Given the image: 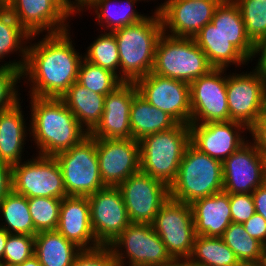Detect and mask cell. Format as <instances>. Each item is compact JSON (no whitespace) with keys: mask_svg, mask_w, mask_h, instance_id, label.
<instances>
[{"mask_svg":"<svg viewBox=\"0 0 266 266\" xmlns=\"http://www.w3.org/2000/svg\"><path fill=\"white\" fill-rule=\"evenodd\" d=\"M70 30L42 35L45 37L35 43L31 42L36 35L30 36L21 73L22 80L27 79L24 83L30 85L29 96L61 98L77 81L83 55L76 51Z\"/></svg>","mask_w":266,"mask_h":266,"instance_id":"1","label":"cell"},{"mask_svg":"<svg viewBox=\"0 0 266 266\" xmlns=\"http://www.w3.org/2000/svg\"><path fill=\"white\" fill-rule=\"evenodd\" d=\"M235 253L241 264H260L264 262L265 246L249 236L243 224L231 223L221 237Z\"/></svg>","mask_w":266,"mask_h":266,"instance_id":"34","label":"cell"},{"mask_svg":"<svg viewBox=\"0 0 266 266\" xmlns=\"http://www.w3.org/2000/svg\"><path fill=\"white\" fill-rule=\"evenodd\" d=\"M137 92L133 82H122L105 97L100 122L89 133L98 139H131L130 107Z\"/></svg>","mask_w":266,"mask_h":266,"instance_id":"21","label":"cell"},{"mask_svg":"<svg viewBox=\"0 0 266 266\" xmlns=\"http://www.w3.org/2000/svg\"><path fill=\"white\" fill-rule=\"evenodd\" d=\"M243 226L249 236L266 246V220L261 215L255 213Z\"/></svg>","mask_w":266,"mask_h":266,"instance_id":"44","label":"cell"},{"mask_svg":"<svg viewBox=\"0 0 266 266\" xmlns=\"http://www.w3.org/2000/svg\"><path fill=\"white\" fill-rule=\"evenodd\" d=\"M6 9V0H0V13Z\"/></svg>","mask_w":266,"mask_h":266,"instance_id":"51","label":"cell"},{"mask_svg":"<svg viewBox=\"0 0 266 266\" xmlns=\"http://www.w3.org/2000/svg\"><path fill=\"white\" fill-rule=\"evenodd\" d=\"M251 71L229 73L226 84L229 121L247 128L265 113L266 78L255 69Z\"/></svg>","mask_w":266,"mask_h":266,"instance_id":"14","label":"cell"},{"mask_svg":"<svg viewBox=\"0 0 266 266\" xmlns=\"http://www.w3.org/2000/svg\"><path fill=\"white\" fill-rule=\"evenodd\" d=\"M143 21L113 31L120 58V80L135 83L152 72L156 46L163 35L158 12Z\"/></svg>","mask_w":266,"mask_h":266,"instance_id":"3","label":"cell"},{"mask_svg":"<svg viewBox=\"0 0 266 266\" xmlns=\"http://www.w3.org/2000/svg\"><path fill=\"white\" fill-rule=\"evenodd\" d=\"M109 248L118 266H162L172 259L150 224L131 222Z\"/></svg>","mask_w":266,"mask_h":266,"instance_id":"9","label":"cell"},{"mask_svg":"<svg viewBox=\"0 0 266 266\" xmlns=\"http://www.w3.org/2000/svg\"><path fill=\"white\" fill-rule=\"evenodd\" d=\"M190 144L198 151L223 162L248 140V128L237 121L190 124ZM247 132H246V131Z\"/></svg>","mask_w":266,"mask_h":266,"instance_id":"20","label":"cell"},{"mask_svg":"<svg viewBox=\"0 0 266 266\" xmlns=\"http://www.w3.org/2000/svg\"><path fill=\"white\" fill-rule=\"evenodd\" d=\"M240 266H264L263 263L260 264H241Z\"/></svg>","mask_w":266,"mask_h":266,"instance_id":"52","label":"cell"},{"mask_svg":"<svg viewBox=\"0 0 266 266\" xmlns=\"http://www.w3.org/2000/svg\"><path fill=\"white\" fill-rule=\"evenodd\" d=\"M229 200L233 223L243 224L256 213L252 194H229Z\"/></svg>","mask_w":266,"mask_h":266,"instance_id":"42","label":"cell"},{"mask_svg":"<svg viewBox=\"0 0 266 266\" xmlns=\"http://www.w3.org/2000/svg\"><path fill=\"white\" fill-rule=\"evenodd\" d=\"M16 266H42L38 261L37 257L33 255L32 257L26 259L23 263Z\"/></svg>","mask_w":266,"mask_h":266,"instance_id":"50","label":"cell"},{"mask_svg":"<svg viewBox=\"0 0 266 266\" xmlns=\"http://www.w3.org/2000/svg\"><path fill=\"white\" fill-rule=\"evenodd\" d=\"M77 82L86 89L105 96L122 83L112 71L92 64L84 58L79 66Z\"/></svg>","mask_w":266,"mask_h":266,"instance_id":"36","label":"cell"},{"mask_svg":"<svg viewBox=\"0 0 266 266\" xmlns=\"http://www.w3.org/2000/svg\"><path fill=\"white\" fill-rule=\"evenodd\" d=\"M30 98L29 137L38 155L54 157L89 135L60 98Z\"/></svg>","mask_w":266,"mask_h":266,"instance_id":"2","label":"cell"},{"mask_svg":"<svg viewBox=\"0 0 266 266\" xmlns=\"http://www.w3.org/2000/svg\"><path fill=\"white\" fill-rule=\"evenodd\" d=\"M191 205L196 235L222 237L232 223L229 193L221 191Z\"/></svg>","mask_w":266,"mask_h":266,"instance_id":"23","label":"cell"},{"mask_svg":"<svg viewBox=\"0 0 266 266\" xmlns=\"http://www.w3.org/2000/svg\"><path fill=\"white\" fill-rule=\"evenodd\" d=\"M211 69L213 67L206 54L193 38L174 37L164 33L160 37L156 46L153 73L190 84Z\"/></svg>","mask_w":266,"mask_h":266,"instance_id":"6","label":"cell"},{"mask_svg":"<svg viewBox=\"0 0 266 266\" xmlns=\"http://www.w3.org/2000/svg\"><path fill=\"white\" fill-rule=\"evenodd\" d=\"M189 144L190 127L181 123L142 138L139 140L140 170L170 186Z\"/></svg>","mask_w":266,"mask_h":266,"instance_id":"5","label":"cell"},{"mask_svg":"<svg viewBox=\"0 0 266 266\" xmlns=\"http://www.w3.org/2000/svg\"><path fill=\"white\" fill-rule=\"evenodd\" d=\"M221 1L165 0L156 6L154 12L160 15L164 34L193 38L206 24L211 23Z\"/></svg>","mask_w":266,"mask_h":266,"instance_id":"16","label":"cell"},{"mask_svg":"<svg viewBox=\"0 0 266 266\" xmlns=\"http://www.w3.org/2000/svg\"><path fill=\"white\" fill-rule=\"evenodd\" d=\"M195 43L206 54L213 68L228 69L234 65H248L249 60L211 23L206 24L194 37ZM248 63V64H247Z\"/></svg>","mask_w":266,"mask_h":266,"instance_id":"26","label":"cell"},{"mask_svg":"<svg viewBox=\"0 0 266 266\" xmlns=\"http://www.w3.org/2000/svg\"><path fill=\"white\" fill-rule=\"evenodd\" d=\"M226 71L213 68L190 83V124L229 121Z\"/></svg>","mask_w":266,"mask_h":266,"instance_id":"13","label":"cell"},{"mask_svg":"<svg viewBox=\"0 0 266 266\" xmlns=\"http://www.w3.org/2000/svg\"><path fill=\"white\" fill-rule=\"evenodd\" d=\"M152 226L172 258H190L196 237L190 204L169 198Z\"/></svg>","mask_w":266,"mask_h":266,"instance_id":"11","label":"cell"},{"mask_svg":"<svg viewBox=\"0 0 266 266\" xmlns=\"http://www.w3.org/2000/svg\"><path fill=\"white\" fill-rule=\"evenodd\" d=\"M105 97L86 89L76 81L60 99L74 114L80 125L90 133L101 120Z\"/></svg>","mask_w":266,"mask_h":266,"instance_id":"28","label":"cell"},{"mask_svg":"<svg viewBox=\"0 0 266 266\" xmlns=\"http://www.w3.org/2000/svg\"><path fill=\"white\" fill-rule=\"evenodd\" d=\"M256 213L266 220V182L252 193Z\"/></svg>","mask_w":266,"mask_h":266,"instance_id":"47","label":"cell"},{"mask_svg":"<svg viewBox=\"0 0 266 266\" xmlns=\"http://www.w3.org/2000/svg\"><path fill=\"white\" fill-rule=\"evenodd\" d=\"M56 230L82 250L101 246L91 227L88 197L67 196L62 199Z\"/></svg>","mask_w":266,"mask_h":266,"instance_id":"22","label":"cell"},{"mask_svg":"<svg viewBox=\"0 0 266 266\" xmlns=\"http://www.w3.org/2000/svg\"><path fill=\"white\" fill-rule=\"evenodd\" d=\"M0 266H8L5 262L0 261Z\"/></svg>","mask_w":266,"mask_h":266,"instance_id":"55","label":"cell"},{"mask_svg":"<svg viewBox=\"0 0 266 266\" xmlns=\"http://www.w3.org/2000/svg\"><path fill=\"white\" fill-rule=\"evenodd\" d=\"M255 148L266 156V113H263L249 128Z\"/></svg>","mask_w":266,"mask_h":266,"instance_id":"43","label":"cell"},{"mask_svg":"<svg viewBox=\"0 0 266 266\" xmlns=\"http://www.w3.org/2000/svg\"><path fill=\"white\" fill-rule=\"evenodd\" d=\"M12 190V166L0 161V203Z\"/></svg>","mask_w":266,"mask_h":266,"instance_id":"45","label":"cell"},{"mask_svg":"<svg viewBox=\"0 0 266 266\" xmlns=\"http://www.w3.org/2000/svg\"><path fill=\"white\" fill-rule=\"evenodd\" d=\"M35 251L34 236L9 234L3 254V262L16 266L32 257Z\"/></svg>","mask_w":266,"mask_h":266,"instance_id":"39","label":"cell"},{"mask_svg":"<svg viewBox=\"0 0 266 266\" xmlns=\"http://www.w3.org/2000/svg\"><path fill=\"white\" fill-rule=\"evenodd\" d=\"M138 1L140 0H82L79 3V12L93 9L99 26L106 32H113L148 17V14H141L134 8Z\"/></svg>","mask_w":266,"mask_h":266,"instance_id":"25","label":"cell"},{"mask_svg":"<svg viewBox=\"0 0 266 266\" xmlns=\"http://www.w3.org/2000/svg\"><path fill=\"white\" fill-rule=\"evenodd\" d=\"M117 188L132 223L152 225L162 205L170 198L169 186L142 172L129 176Z\"/></svg>","mask_w":266,"mask_h":266,"instance_id":"12","label":"cell"},{"mask_svg":"<svg viewBox=\"0 0 266 266\" xmlns=\"http://www.w3.org/2000/svg\"><path fill=\"white\" fill-rule=\"evenodd\" d=\"M162 266H201L195 263L191 258H172Z\"/></svg>","mask_w":266,"mask_h":266,"instance_id":"48","label":"cell"},{"mask_svg":"<svg viewBox=\"0 0 266 266\" xmlns=\"http://www.w3.org/2000/svg\"><path fill=\"white\" fill-rule=\"evenodd\" d=\"M237 4L246 34L255 45L266 37V0H234Z\"/></svg>","mask_w":266,"mask_h":266,"instance_id":"38","label":"cell"},{"mask_svg":"<svg viewBox=\"0 0 266 266\" xmlns=\"http://www.w3.org/2000/svg\"><path fill=\"white\" fill-rule=\"evenodd\" d=\"M138 93L178 123L190 125V84L150 72L135 82Z\"/></svg>","mask_w":266,"mask_h":266,"instance_id":"15","label":"cell"},{"mask_svg":"<svg viewBox=\"0 0 266 266\" xmlns=\"http://www.w3.org/2000/svg\"><path fill=\"white\" fill-rule=\"evenodd\" d=\"M90 222L97 242L109 246L131 223L117 187H105L88 196Z\"/></svg>","mask_w":266,"mask_h":266,"instance_id":"18","label":"cell"},{"mask_svg":"<svg viewBox=\"0 0 266 266\" xmlns=\"http://www.w3.org/2000/svg\"><path fill=\"white\" fill-rule=\"evenodd\" d=\"M54 157L61 168L67 196L88 197L107 187L100 175L96 140L90 135Z\"/></svg>","mask_w":266,"mask_h":266,"instance_id":"7","label":"cell"},{"mask_svg":"<svg viewBox=\"0 0 266 266\" xmlns=\"http://www.w3.org/2000/svg\"><path fill=\"white\" fill-rule=\"evenodd\" d=\"M256 57H258V62H256L257 64L254 69L266 78V37L262 38L254 45L252 60Z\"/></svg>","mask_w":266,"mask_h":266,"instance_id":"46","label":"cell"},{"mask_svg":"<svg viewBox=\"0 0 266 266\" xmlns=\"http://www.w3.org/2000/svg\"><path fill=\"white\" fill-rule=\"evenodd\" d=\"M72 266H118V263L109 246H100L95 249L82 250Z\"/></svg>","mask_w":266,"mask_h":266,"instance_id":"41","label":"cell"},{"mask_svg":"<svg viewBox=\"0 0 266 266\" xmlns=\"http://www.w3.org/2000/svg\"><path fill=\"white\" fill-rule=\"evenodd\" d=\"M0 227L9 234H37L28 206V198L11 190L0 203ZM3 218V219H2ZM4 221V222H3Z\"/></svg>","mask_w":266,"mask_h":266,"instance_id":"32","label":"cell"},{"mask_svg":"<svg viewBox=\"0 0 266 266\" xmlns=\"http://www.w3.org/2000/svg\"><path fill=\"white\" fill-rule=\"evenodd\" d=\"M83 58L92 64L108 69L120 79V58L117 41L113 32H105L97 36L88 46Z\"/></svg>","mask_w":266,"mask_h":266,"instance_id":"35","label":"cell"},{"mask_svg":"<svg viewBox=\"0 0 266 266\" xmlns=\"http://www.w3.org/2000/svg\"><path fill=\"white\" fill-rule=\"evenodd\" d=\"M6 8L31 36L38 37L69 30V18L81 14L75 0H6Z\"/></svg>","mask_w":266,"mask_h":266,"instance_id":"8","label":"cell"},{"mask_svg":"<svg viewBox=\"0 0 266 266\" xmlns=\"http://www.w3.org/2000/svg\"><path fill=\"white\" fill-rule=\"evenodd\" d=\"M30 34L19 24L12 13L6 8L0 13V62L10 54L19 53L20 60L1 63L0 67H11L22 73L26 62L27 45ZM7 55V56H6Z\"/></svg>","mask_w":266,"mask_h":266,"instance_id":"31","label":"cell"},{"mask_svg":"<svg viewBox=\"0 0 266 266\" xmlns=\"http://www.w3.org/2000/svg\"><path fill=\"white\" fill-rule=\"evenodd\" d=\"M211 24L252 62L254 44L246 34L241 12L234 0H222L219 3Z\"/></svg>","mask_w":266,"mask_h":266,"instance_id":"27","label":"cell"},{"mask_svg":"<svg viewBox=\"0 0 266 266\" xmlns=\"http://www.w3.org/2000/svg\"><path fill=\"white\" fill-rule=\"evenodd\" d=\"M34 243V255L42 266H72L82 251L57 230L37 233Z\"/></svg>","mask_w":266,"mask_h":266,"instance_id":"30","label":"cell"},{"mask_svg":"<svg viewBox=\"0 0 266 266\" xmlns=\"http://www.w3.org/2000/svg\"><path fill=\"white\" fill-rule=\"evenodd\" d=\"M178 122L167 112L148 103L138 91L130 107V128L132 138L139 141L157 132L175 127Z\"/></svg>","mask_w":266,"mask_h":266,"instance_id":"29","label":"cell"},{"mask_svg":"<svg viewBox=\"0 0 266 266\" xmlns=\"http://www.w3.org/2000/svg\"><path fill=\"white\" fill-rule=\"evenodd\" d=\"M22 102H17L13 107L0 112V161L14 166L24 160L27 135L30 127L22 111Z\"/></svg>","mask_w":266,"mask_h":266,"instance_id":"24","label":"cell"},{"mask_svg":"<svg viewBox=\"0 0 266 266\" xmlns=\"http://www.w3.org/2000/svg\"><path fill=\"white\" fill-rule=\"evenodd\" d=\"M62 199L51 197L28 198V206L37 233L56 230Z\"/></svg>","mask_w":266,"mask_h":266,"instance_id":"37","label":"cell"},{"mask_svg":"<svg viewBox=\"0 0 266 266\" xmlns=\"http://www.w3.org/2000/svg\"><path fill=\"white\" fill-rule=\"evenodd\" d=\"M223 191L222 162L189 144L175 180L169 186L170 198L192 204L195 200Z\"/></svg>","mask_w":266,"mask_h":266,"instance_id":"4","label":"cell"},{"mask_svg":"<svg viewBox=\"0 0 266 266\" xmlns=\"http://www.w3.org/2000/svg\"><path fill=\"white\" fill-rule=\"evenodd\" d=\"M265 113H266V82H265Z\"/></svg>","mask_w":266,"mask_h":266,"instance_id":"54","label":"cell"},{"mask_svg":"<svg viewBox=\"0 0 266 266\" xmlns=\"http://www.w3.org/2000/svg\"><path fill=\"white\" fill-rule=\"evenodd\" d=\"M223 191L251 194L266 182V156L249 141L222 162Z\"/></svg>","mask_w":266,"mask_h":266,"instance_id":"17","label":"cell"},{"mask_svg":"<svg viewBox=\"0 0 266 266\" xmlns=\"http://www.w3.org/2000/svg\"><path fill=\"white\" fill-rule=\"evenodd\" d=\"M9 233L0 227V261H3V254Z\"/></svg>","mask_w":266,"mask_h":266,"instance_id":"49","label":"cell"},{"mask_svg":"<svg viewBox=\"0 0 266 266\" xmlns=\"http://www.w3.org/2000/svg\"><path fill=\"white\" fill-rule=\"evenodd\" d=\"M201 266H240L235 253L221 237L196 235L190 257Z\"/></svg>","mask_w":266,"mask_h":266,"instance_id":"33","label":"cell"},{"mask_svg":"<svg viewBox=\"0 0 266 266\" xmlns=\"http://www.w3.org/2000/svg\"><path fill=\"white\" fill-rule=\"evenodd\" d=\"M20 80L22 79L19 70L11 67H0V112L21 101V93L18 88L20 86L18 83L22 82Z\"/></svg>","mask_w":266,"mask_h":266,"instance_id":"40","label":"cell"},{"mask_svg":"<svg viewBox=\"0 0 266 266\" xmlns=\"http://www.w3.org/2000/svg\"><path fill=\"white\" fill-rule=\"evenodd\" d=\"M96 149L103 183L117 187L140 171L139 141L131 139H98Z\"/></svg>","mask_w":266,"mask_h":266,"instance_id":"19","label":"cell"},{"mask_svg":"<svg viewBox=\"0 0 266 266\" xmlns=\"http://www.w3.org/2000/svg\"><path fill=\"white\" fill-rule=\"evenodd\" d=\"M264 266H266V246H265V253H264V262H263Z\"/></svg>","mask_w":266,"mask_h":266,"instance_id":"53","label":"cell"},{"mask_svg":"<svg viewBox=\"0 0 266 266\" xmlns=\"http://www.w3.org/2000/svg\"><path fill=\"white\" fill-rule=\"evenodd\" d=\"M12 190L27 198L67 197L61 168L53 156L36 154L12 166Z\"/></svg>","mask_w":266,"mask_h":266,"instance_id":"10","label":"cell"}]
</instances>
